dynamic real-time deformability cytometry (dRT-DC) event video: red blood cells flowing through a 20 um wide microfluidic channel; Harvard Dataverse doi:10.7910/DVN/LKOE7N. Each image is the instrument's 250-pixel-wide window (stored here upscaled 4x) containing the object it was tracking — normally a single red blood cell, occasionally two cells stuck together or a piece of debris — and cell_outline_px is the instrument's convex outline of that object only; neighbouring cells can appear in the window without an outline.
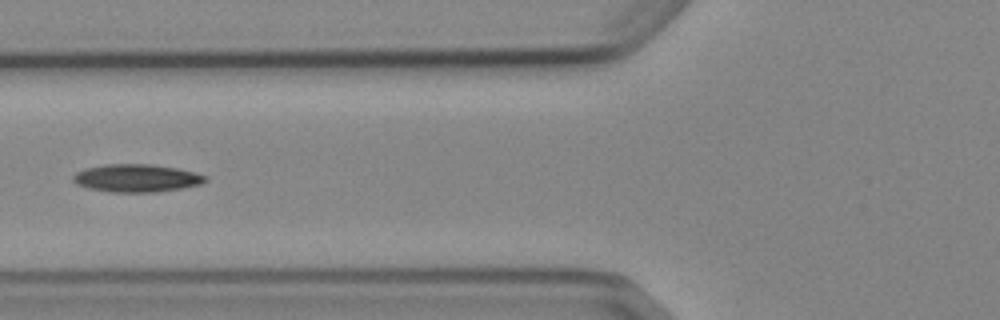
{"species": "Egyptian fruit bat (a non-hibernating species)", "species_latin": "Rousettus aegyptiacus", "temperature_condition": "cold", "stored_images_in_passage": 7, "camera_frame_rate_fps": 3000, "um_per_image_px": 0.085, "animal": {"sex": "female"}, "frame": {"image": 1, "passage_image": 7, "time_ms": 7.0, "image_size_px": [1000, 320], "cell_outline_px": [[208, 180], [200, 184], [184, 188], [156, 192], [112, 192], [88, 188], [76, 184], [72, 180], [72, 176], [76, 172], [84, 168], [108, 164], [148, 164], [176, 168], [208, 176]], "centroid_in_image_um": [11.59, 15.14], "position_along_channel_um": 114.2, "area_um2": 21.44}}